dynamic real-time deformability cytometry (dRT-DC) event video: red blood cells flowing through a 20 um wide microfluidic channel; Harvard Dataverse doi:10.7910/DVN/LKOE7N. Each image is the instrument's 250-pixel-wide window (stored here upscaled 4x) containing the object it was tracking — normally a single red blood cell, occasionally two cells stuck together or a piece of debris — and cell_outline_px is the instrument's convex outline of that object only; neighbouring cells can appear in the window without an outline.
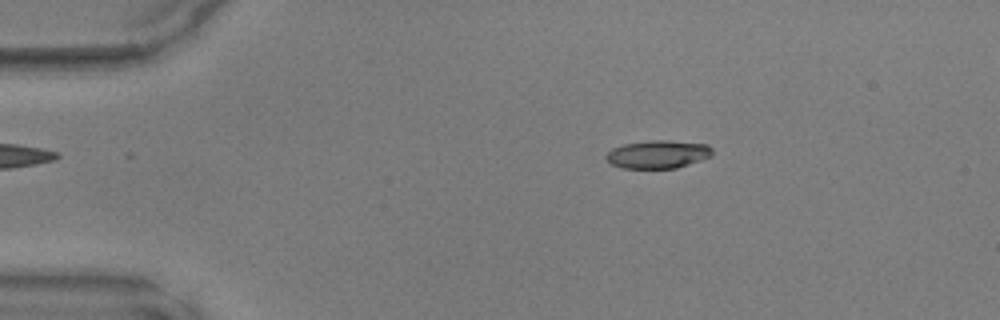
{"species": "common noctule bat (a hibernating species)", "species_latin": "Nyctalus noctula", "temperature_condition": "warm", "stored_images_in_passage": 40, "camera_frame_rate_fps": 3000, "um_per_image_px": 0.085, "animal": {"sex": "male", "body_mass_g": 17.9, "forearm_length_mm": 54.2}, "frame": {"image": 1, "passage_image": 1, "time_ms": 0.0, "image_size_px": [1000, 320], "cell_outline_px": [[712, 156], [676, 168], [624, 168], [612, 164], [604, 156], [612, 148], [624, 144], [648, 140], [668, 140], [708, 144], [712, 148]], "centroid_in_image_um": [55.93, 13.1], "position_along_channel_um": 29.1, "area_um2": 17.34}}
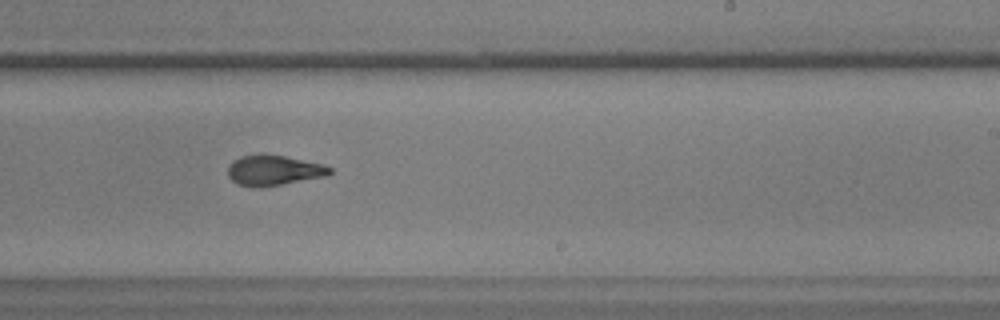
{"frame": {"image": 2, "passage_image": 22, "time_ms": 7.0, "image_size_px": [1000, 320], "cell_outline_px": [[332, 172], [328, 176], [280, 184], [236, 184], [228, 176], [228, 164], [232, 160], [240, 156], [284, 156], [324, 164], [332, 168]], "centroid_in_image_um": [23.32, 14.45], "position_along_channel_um": 265.7, "area_um2": 17.11}}
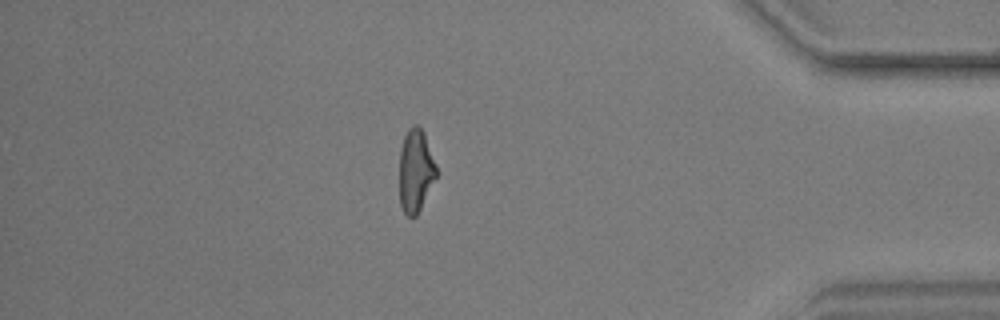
{"frame": {"image": 3, "passage_image": 34, "time_ms": 11.0, "image_size_px": [1000, 320], "cell_outline_px": [[436, 176], [416, 216], [408, 216], [404, 212], [400, 204], [400, 148], [404, 136], [408, 128], [412, 124], [416, 124], [424, 132], [436, 164]], "centroid_in_image_um": [35.31, 14.46], "position_along_channel_um": 399.9, "area_um2": 17.63}}